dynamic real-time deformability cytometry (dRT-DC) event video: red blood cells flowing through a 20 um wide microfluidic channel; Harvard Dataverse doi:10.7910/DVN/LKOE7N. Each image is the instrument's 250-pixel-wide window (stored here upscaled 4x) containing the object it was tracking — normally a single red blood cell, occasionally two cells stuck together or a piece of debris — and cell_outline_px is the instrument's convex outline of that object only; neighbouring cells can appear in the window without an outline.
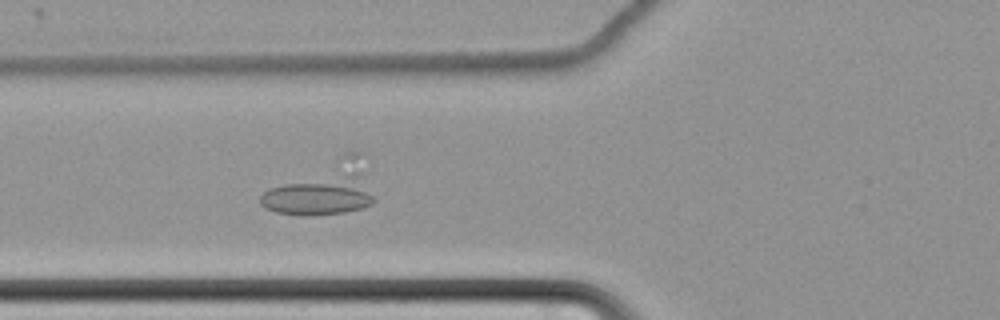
{"species": "common noctule bat (a hibernating species)", "species_latin": "Nyctalus noctula", "temperature_condition": "cold", "stored_images_in_passage": 55, "camera_frame_rate_fps": 3000, "um_per_image_px": 0.085, "animal": {"sex": "female", "body_mass_g": 22.7, "forearm_length_mm": 54.2}, "frame": {"image": 1, "passage_image": 18, "time_ms": 5.667, "image_size_px": [1000, 320], "cell_outline_px": [[376, 200], [372, 204], [360, 208], [344, 212], [308, 216], [276, 212], [260, 204], [260, 196], [268, 188], [284, 184], [348, 184], [372, 196]], "centroid_in_image_um": [26.75, 16.91], "position_along_channel_um": 99.1, "area_um2": 20.81}}
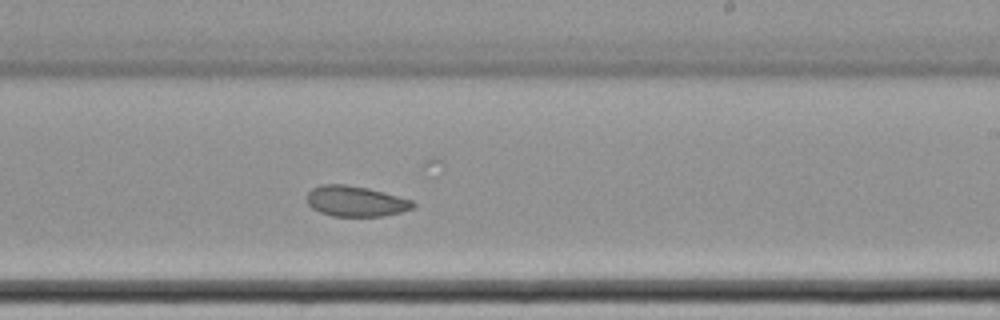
{"frame": {"image": 2, "passage_image": 32, "time_ms": 10.333, "image_size_px": [1000, 320], "cell_outline_px": [[416, 204], [412, 208], [400, 212], [384, 216], [332, 216], [320, 212], [312, 208], [308, 204], [308, 192], [312, 188], [320, 184], [344, 184], [368, 188], [384, 192], [412, 200]], "centroid_in_image_um": [30.22, 17.1], "position_along_channel_um": 258.8, "area_um2": 18.84}}
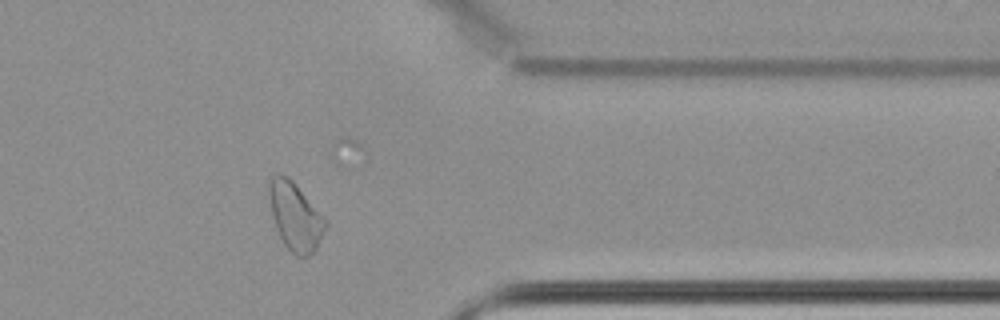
{"frame": {"image": 3, "passage_image": 44, "time_ms": 14.333, "image_size_px": [1000, 320], "cell_outline_px": [[328, 224], [316, 248], [308, 256], [296, 256], [284, 244], [276, 228], [272, 212], [268, 192], [268, 184], [272, 176], [276, 172], [288, 176], [296, 184], [328, 220]], "centroid_in_image_um": [25.11, 18.36], "position_along_channel_um": 386.3, "area_um2": 22.31}}